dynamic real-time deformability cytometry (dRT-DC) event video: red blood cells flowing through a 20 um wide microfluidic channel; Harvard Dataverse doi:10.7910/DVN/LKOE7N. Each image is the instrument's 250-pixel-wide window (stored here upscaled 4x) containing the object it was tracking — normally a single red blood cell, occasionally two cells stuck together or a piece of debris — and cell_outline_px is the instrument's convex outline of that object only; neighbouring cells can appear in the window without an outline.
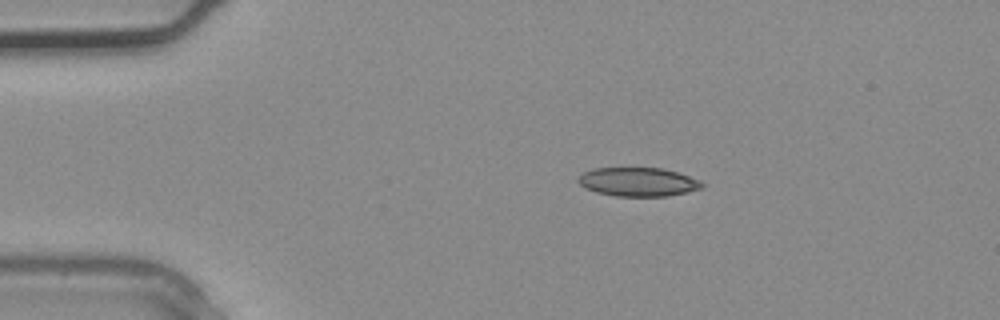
{"species": "common noctule bat (a hibernating species)", "species_latin": "Nyctalus noctula", "temperature_condition": "warm", "stored_images_in_passage": 2, "camera_frame_rate_fps": 3000, "um_per_image_px": 0.085, "animal": {"sex": "male", "body_mass_g": 20.4}, "frame": {"image": 1, "passage_image": 1, "time_ms": 0.0, "image_size_px": [1000, 320], "cell_outline_px": [[704, 188], [688, 192], [668, 196], [616, 196], [596, 192], [580, 184], [576, 180], [584, 172], [592, 168], [664, 168], [700, 180], [704, 184]], "centroid_in_image_um": [54.27, 15.46], "position_along_channel_um": 30.7, "area_um2": 20.75}}
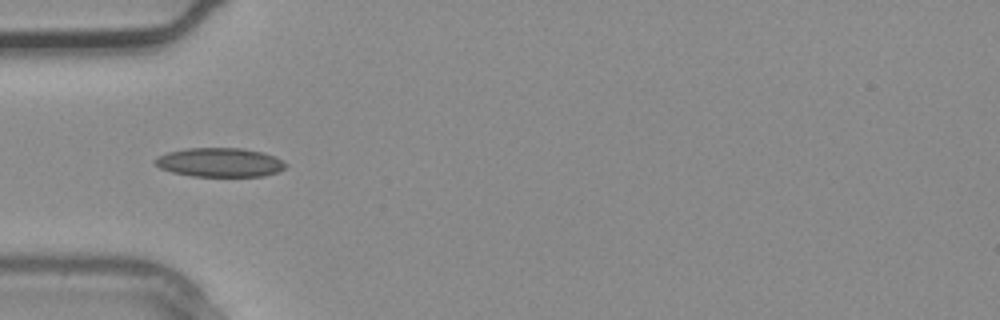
{"frame": {"image": 2, "passage_image": 2, "time_ms": 0.333, "image_size_px": [1000, 320], "cell_outline_px": [[288, 164], [284, 168], [276, 172], [264, 176], [192, 176], [172, 172], [160, 168], [152, 160], [156, 156], [168, 152], [188, 148], [240, 148], [260, 152], [276, 156], [284, 160]], "centroid_in_image_um": [18.68, 13.8], "position_along_channel_um": 66.3, "area_um2": 22.14}}